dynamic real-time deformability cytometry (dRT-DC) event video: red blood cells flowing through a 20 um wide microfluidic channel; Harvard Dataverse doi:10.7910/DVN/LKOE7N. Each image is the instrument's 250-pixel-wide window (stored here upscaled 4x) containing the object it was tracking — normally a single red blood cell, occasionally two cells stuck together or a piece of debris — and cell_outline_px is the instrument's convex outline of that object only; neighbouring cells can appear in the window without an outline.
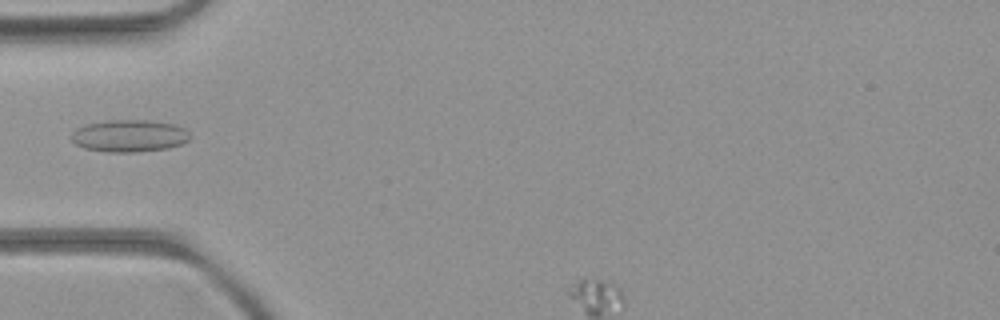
{"species": "common noctule bat (a hibernating species)", "species_latin": "Nyctalus noctula", "temperature_condition": "room temperature", "stored_images_in_passage": 6, "camera_frame_rate_fps": 3000, "um_per_image_px": 0.085, "animal": {"sex": "female", "body_mass_g": 21.9}, "frame": {"image": 1, "passage_image": 5, "time_ms": 5.333, "image_size_px": [1000, 320], "cell_outline_px": [[192, 136], [188, 140], [180, 144], [168, 148], [132, 152], [108, 152], [84, 148], [76, 144], [72, 140], [72, 132], [76, 128], [88, 124], [108, 120], [148, 120], [176, 124], [184, 128]], "centroid_in_image_um": [11.01, 11.54], "position_along_channel_um": 74.0, "area_um2": 22.2}}